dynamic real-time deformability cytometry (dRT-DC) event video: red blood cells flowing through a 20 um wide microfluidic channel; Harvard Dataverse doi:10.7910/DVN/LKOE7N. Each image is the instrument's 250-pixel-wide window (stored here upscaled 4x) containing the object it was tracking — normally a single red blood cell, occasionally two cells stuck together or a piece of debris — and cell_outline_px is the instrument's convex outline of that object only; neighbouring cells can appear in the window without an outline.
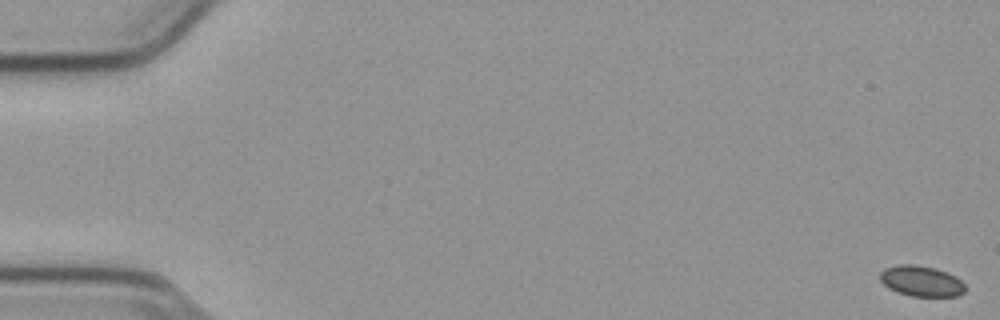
{"species": "common noctule bat (a hibernating species)", "species_latin": "Nyctalus noctula", "temperature_condition": "cold", "stored_images_in_passage": 9, "camera_frame_rate_fps": 3000, "um_per_image_px": 0.085, "animal": {"sex": "male", "body_mass_g": 23.1, "forearm_length_mm": 52.7}, "frame": {"image": 1, "passage_image": 1, "time_ms": 0.0, "image_size_px": [1000, 320], "cell_outline_px": [[964, 292], [956, 296], [912, 296], [896, 292], [888, 288], [880, 280], [880, 272], [884, 268], [900, 264], [912, 264], [936, 268], [948, 272], [956, 276], [964, 284]], "centroid_in_image_um": [78.29, 23.88], "position_along_channel_um": 6.7, "area_um2": 15.26}}